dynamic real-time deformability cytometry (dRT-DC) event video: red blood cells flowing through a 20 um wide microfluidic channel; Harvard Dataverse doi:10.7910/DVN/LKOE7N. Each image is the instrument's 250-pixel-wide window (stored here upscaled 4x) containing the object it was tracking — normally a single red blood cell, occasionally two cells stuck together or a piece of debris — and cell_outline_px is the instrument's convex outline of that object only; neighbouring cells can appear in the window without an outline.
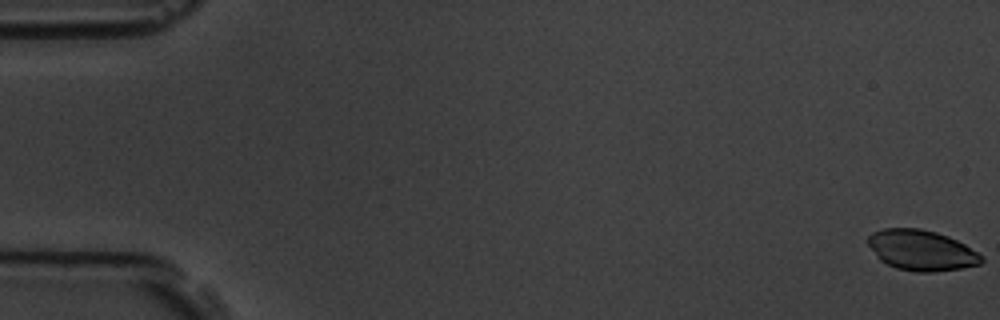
{"species": "common noctule bat (a hibernating species)", "species_latin": "Nyctalus noctula", "temperature_condition": "room temperature", "stored_images_in_passage": 6, "camera_frame_rate_fps": 3000, "um_per_image_px": 0.085, "animal": {"sex": "male", "body_mass_g": 19.5, "forearm_length_mm": 54.6}, "frame": {"image": 1, "passage_image": 1, "time_ms": 0.0, "image_size_px": [1000, 320], "cell_outline_px": [[984, 260], [980, 264], [960, 268], [936, 272], [916, 272], [896, 268], [880, 260], [876, 256], [868, 244], [868, 236], [872, 232], [884, 228], [920, 228], [936, 232], [948, 236], [964, 244], [984, 256]], "centroid_in_image_um": [78.32, 21.27], "position_along_channel_um": 6.7, "area_um2": 26.82}}